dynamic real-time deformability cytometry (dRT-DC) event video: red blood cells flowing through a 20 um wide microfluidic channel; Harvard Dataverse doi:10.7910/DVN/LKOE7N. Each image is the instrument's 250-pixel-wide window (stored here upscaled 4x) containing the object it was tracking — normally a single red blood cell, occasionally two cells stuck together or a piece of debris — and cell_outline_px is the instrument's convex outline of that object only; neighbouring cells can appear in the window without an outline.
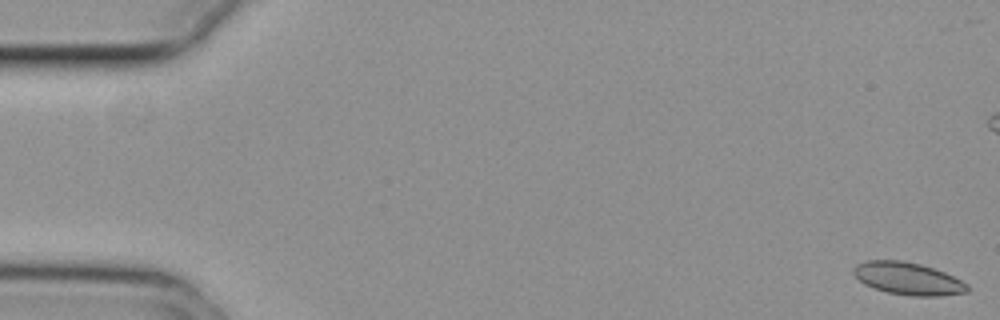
{"species": "common noctule bat (a hibernating species)", "species_latin": "Nyctalus noctula", "temperature_condition": "cold", "stored_images_in_passage": 55, "camera_frame_rate_fps": 3000, "um_per_image_px": 0.085, "animal": {"sex": "female", "body_mass_g": 29.2, "forearm_length_mm": 56.3}, "frame": {"image": 1, "passage_image": 1, "time_ms": 0.0, "image_size_px": [1000, 320], "cell_outline_px": [[968, 292], [940, 296], [912, 296], [888, 292], [872, 288], [864, 284], [852, 272], [852, 268], [856, 264], [864, 260], [904, 260], [920, 264], [944, 272], [968, 284]], "centroid_in_image_um": [77.14, 23.67], "position_along_channel_um": 7.9, "area_um2": 21.56}}
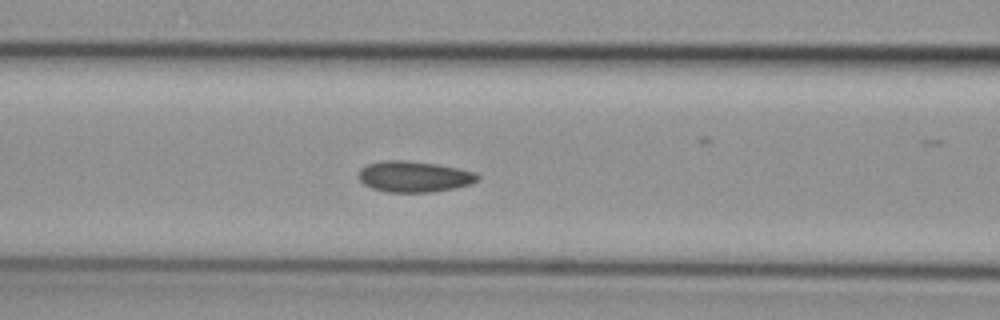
{"frame": {"image": 2, "passage_image": 23, "time_ms": 7.333, "image_size_px": [1000, 320], "cell_outline_px": [[480, 180], [472, 184], [456, 188], [432, 192], [388, 192], [372, 188], [364, 184], [360, 180], [360, 168], [368, 164], [384, 160], [408, 160], [436, 164], [476, 172], [480, 176]], "centroid_in_image_um": [35.25, 15.01], "position_along_channel_um": 131.4, "area_um2": 21.56}}
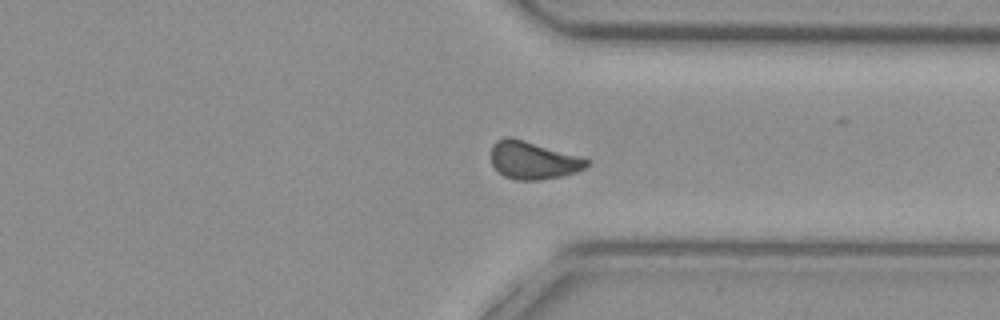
{"frame": {"image": 3, "passage_image": 42, "time_ms": 13.667, "image_size_px": [1000, 320], "cell_outline_px": [[592, 160], [584, 168], [576, 172], [560, 176], [540, 180], [516, 180], [504, 176], [492, 164], [492, 144], [496, 140], [504, 136], [512, 136], [580, 156]], "centroid_in_image_um": [45.31, 13.6], "position_along_channel_um": 366.1, "area_um2": 21.15}, "authors_computed_cell_mechanics": {"area_um2": 21.1548, "velocity_mm_per_s": 3.7129, "shape_relaxation_time_tau1_ms": 11.3212, "shape_relaxation_time_tau2_ms": 2.9076, "deformation_change_tau1": 0.1548, "deformation_change_tau2": 0.0607}}